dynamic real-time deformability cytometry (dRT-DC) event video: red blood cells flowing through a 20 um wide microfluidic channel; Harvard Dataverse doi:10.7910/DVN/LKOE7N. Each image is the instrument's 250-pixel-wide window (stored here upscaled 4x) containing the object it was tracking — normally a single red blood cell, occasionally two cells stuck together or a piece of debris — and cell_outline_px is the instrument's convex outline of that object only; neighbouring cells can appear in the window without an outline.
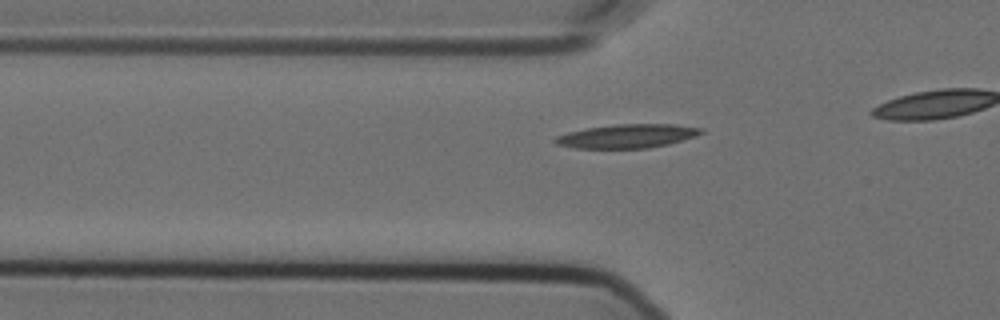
{"species": "Egyptian fruit bat (a non-hibernating species)", "species_latin": "Rousettus aegyptiacus", "temperature_condition": "cold", "stored_images_in_passage": 22, "camera_frame_rate_fps": 3000, "um_per_image_px": 0.085, "animal": {"sex": "female"}, "frame": {"image": 1, "passage_image": 16, "time_ms": 5.0, "image_size_px": [1000, 320], "cell_outline_px": [[704, 132], [696, 136], [668, 144], [648, 148], [572, 148], [556, 144], [552, 140], [556, 136], [568, 132], [588, 128], [616, 124], [676, 124], [704, 128]], "centroid_in_image_um": [53.32, 11.56], "position_along_channel_um": 72.5, "area_um2": 20.29}}